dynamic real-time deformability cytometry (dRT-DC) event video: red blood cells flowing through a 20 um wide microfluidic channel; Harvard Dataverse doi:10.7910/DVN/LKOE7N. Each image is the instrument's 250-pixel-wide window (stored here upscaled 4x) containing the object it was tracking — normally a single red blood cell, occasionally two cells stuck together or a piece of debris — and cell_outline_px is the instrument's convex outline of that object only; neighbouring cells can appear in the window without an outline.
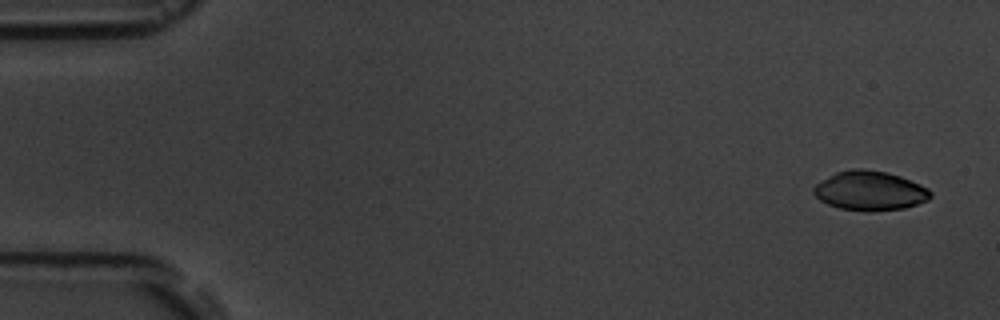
{"species": "common noctule bat (a hibernating species)", "species_latin": "Nyctalus noctula", "temperature_condition": "room temperature", "stored_images_in_passage": 5, "camera_frame_rate_fps": 3000, "um_per_image_px": 0.085, "animal": {"sex": "male", "body_mass_g": 19.5, "forearm_length_mm": 54.6}, "frame": {"image": 1, "passage_image": 1, "time_ms": 0.0, "image_size_px": [1000, 320], "cell_outline_px": [[932, 196], [928, 200], [904, 208], [840, 208], [828, 204], [820, 200], [812, 192], [812, 188], [820, 180], [836, 172], [852, 168], [864, 168], [888, 172], [900, 176], [920, 184], [928, 188], [932, 192]], "centroid_in_image_um": [73.93, 16.15], "position_along_channel_um": 11.1, "area_um2": 26.13}}
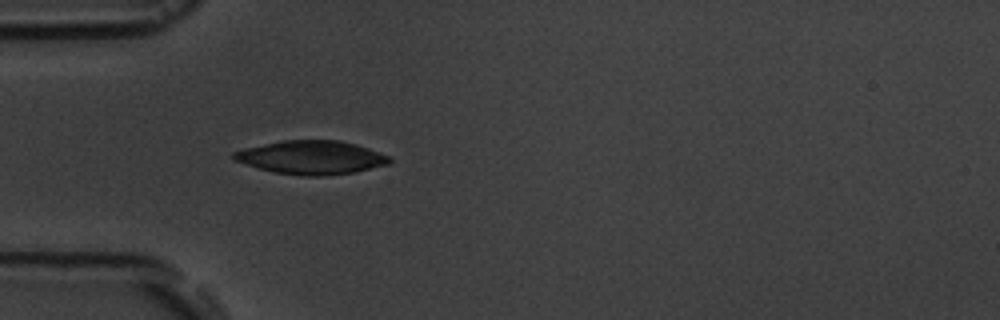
{"frame": {"image": 2, "passage_image": 5, "time_ms": 4.667, "image_size_px": [1000, 320], "cell_outline_px": [[392, 164], [352, 172], [320, 176], [304, 176], [276, 172], [260, 168], [232, 160], [232, 152], [244, 148], [284, 140], [340, 140], [356, 144], [368, 148], [388, 156], [392, 160]], "centroid_in_image_um": [26.47, 13.38], "position_along_channel_um": 58.5, "area_um2": 30.29}}